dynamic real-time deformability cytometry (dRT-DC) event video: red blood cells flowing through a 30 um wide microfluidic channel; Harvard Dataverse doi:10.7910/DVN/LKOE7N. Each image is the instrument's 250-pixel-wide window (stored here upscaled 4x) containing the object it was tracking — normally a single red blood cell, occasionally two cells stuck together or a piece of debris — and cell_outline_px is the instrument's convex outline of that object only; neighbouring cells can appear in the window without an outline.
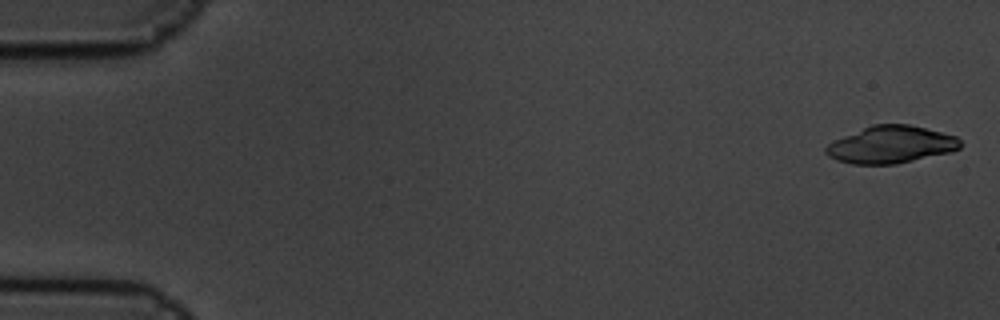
{"species": "common noctule bat (a hibernating species)", "species_latin": "Nyctalus noctula", "temperature_condition": "cold", "stored_images_in_passage": 8, "camera_frame_rate_fps": 3000, "um_per_image_px": 0.085, "animal": {"sex": "male", "body_mass_g": 19.5, "forearm_length_mm": 54.6}, "frame": {"image": 1, "passage_image": 1, "time_ms": 0.0, "image_size_px": [1000, 320], "cell_outline_px": [[964, 144], [960, 148], [952, 152], [896, 164], [852, 164], [836, 160], [828, 156], [824, 152], [824, 148], [828, 144], [844, 136], [872, 124], [908, 124], [956, 136]], "centroid_in_image_um": [75.75, 12.3], "position_along_channel_um": 9.3, "area_um2": 29.13}}